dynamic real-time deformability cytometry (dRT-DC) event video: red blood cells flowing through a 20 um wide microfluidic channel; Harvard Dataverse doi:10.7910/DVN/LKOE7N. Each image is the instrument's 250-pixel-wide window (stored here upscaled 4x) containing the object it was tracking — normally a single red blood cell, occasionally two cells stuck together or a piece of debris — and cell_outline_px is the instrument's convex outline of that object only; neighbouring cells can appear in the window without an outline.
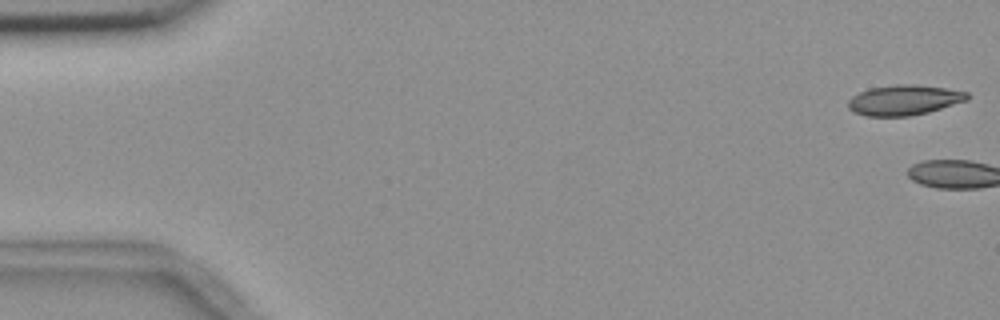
{"species": "common noctule bat (a hibernating species)", "species_latin": "Nyctalus noctula", "temperature_condition": "room temperature", "stored_images_in_passage": 3, "camera_frame_rate_fps": 3000, "um_per_image_px": 0.085, "animal": {"sex": "female", "body_mass_g": 18.4}, "frame": {"image": 1, "passage_image": 1, "time_ms": 0.0, "image_size_px": [1000, 320], "cell_outline_px": [[968, 100], [928, 112], [908, 116], [864, 116], [848, 108], [848, 100], [852, 96], [868, 88], [896, 84], [916, 84], [944, 88], [968, 92]], "centroid_in_image_um": [76.83, 8.5], "position_along_channel_um": 8.2, "area_um2": 20.92}}